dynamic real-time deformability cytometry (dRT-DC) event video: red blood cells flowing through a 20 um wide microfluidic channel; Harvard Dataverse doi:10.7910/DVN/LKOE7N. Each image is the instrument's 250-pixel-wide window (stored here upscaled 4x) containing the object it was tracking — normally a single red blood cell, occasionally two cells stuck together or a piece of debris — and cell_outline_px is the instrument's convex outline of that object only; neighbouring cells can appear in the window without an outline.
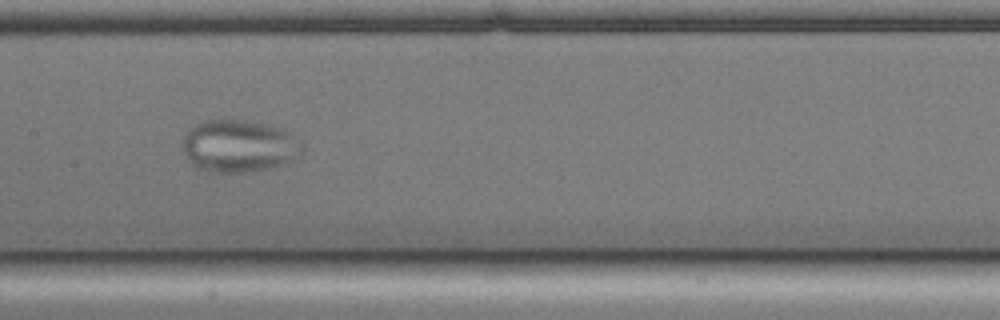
{"species": "common noctule bat (a hibernating species)", "species_latin": "Nyctalus noctula", "temperature_condition": "cold", "stored_images_in_passage": 47, "camera_frame_rate_fps": 3000, "um_per_image_px": 0.085, "animal": {"sex": "male", "body_mass_g": 17.9, "forearm_length_mm": 54.2}, "frame": {"image": 1, "passage_image": 26, "time_ms": 8.333, "image_size_px": [1000, 320], "cell_outline_px": [[304, 148], [300, 156], [284, 164], [268, 168], [244, 172], [208, 172], [196, 168], [188, 160], [184, 152], [184, 136], [188, 128], [204, 120], [244, 120], [284, 128], [292, 132], [304, 144]], "centroid_in_image_um": [20.35, 12.41], "position_along_channel_um": 187.0, "area_um2": 36.88}}
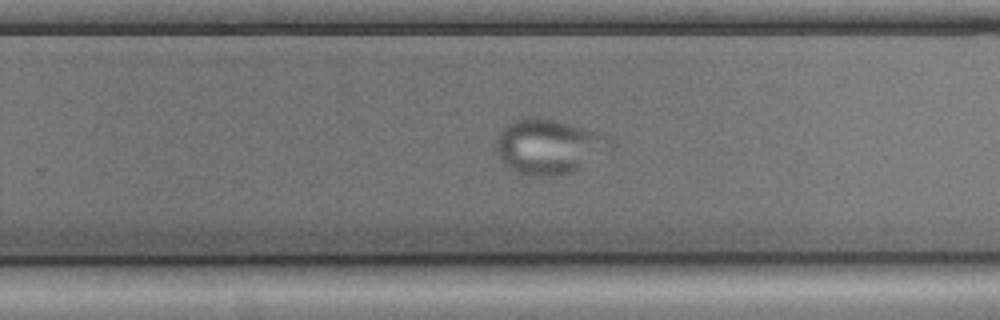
{"frame": {"image": 2, "passage_image": 34, "time_ms": 11.0, "image_size_px": [1000, 320], "cell_outline_px": [[616, 148], [580, 168], [572, 172], [556, 176], [528, 176], [516, 172], [508, 168], [504, 164], [496, 148], [496, 140], [500, 132], [512, 120], [528, 116], [552, 120], [568, 124], [612, 136], [616, 144]], "centroid_in_image_um": [46.71, 12.47], "position_along_channel_um": 283.1, "area_um2": 36.93}}